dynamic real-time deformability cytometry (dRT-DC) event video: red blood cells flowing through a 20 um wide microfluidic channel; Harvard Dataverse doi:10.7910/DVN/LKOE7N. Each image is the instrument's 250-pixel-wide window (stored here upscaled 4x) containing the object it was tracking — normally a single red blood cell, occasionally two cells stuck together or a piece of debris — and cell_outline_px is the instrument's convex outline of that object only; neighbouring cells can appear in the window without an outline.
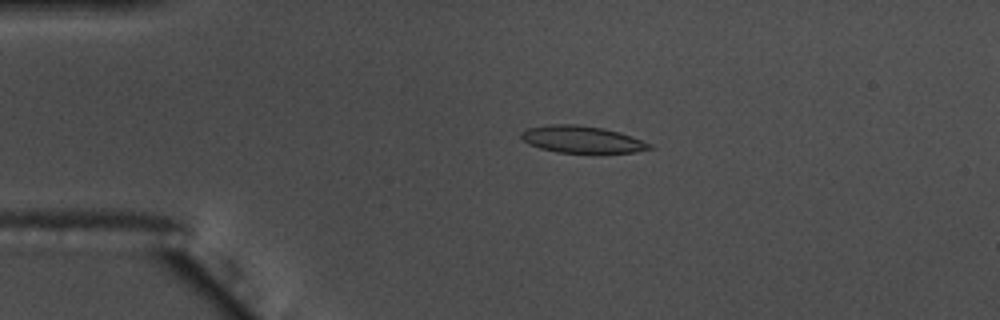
{"species": "common noctule bat (a hibernating species)", "species_latin": "Nyctalus noctula", "temperature_condition": "warm", "stored_images_in_passage": 57, "camera_frame_rate_fps": 3000, "um_per_image_px": 0.085, "animal": {"sex": "male", "body_mass_g": 17.5, "forearm_length_mm": 52.3}, "frame": {"image": 1, "passage_image": 13, "time_ms": 4.0, "image_size_px": [1000, 320], "cell_outline_px": [[652, 148], [636, 152], [556, 152], [540, 148], [528, 144], [520, 140], [520, 132], [528, 128], [548, 124], [576, 124], [604, 128], [652, 144]], "centroid_in_image_um": [49.36, 11.84], "position_along_channel_um": 35.6, "area_um2": 19.94}}
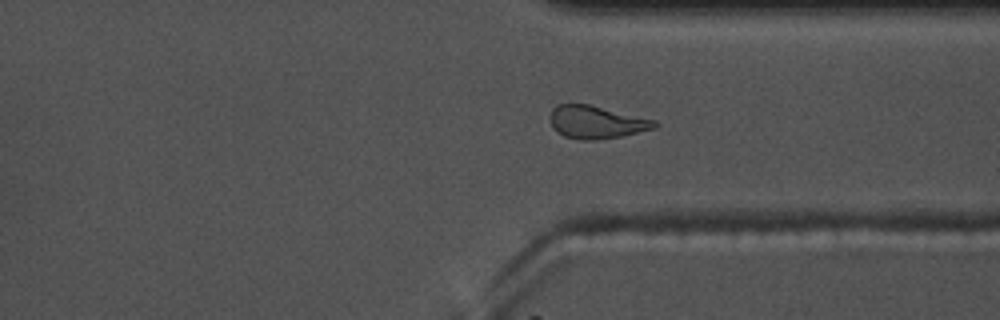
{"frame": {"image": 2, "passage_image": 43, "time_ms": 14.0, "image_size_px": [1000, 320], "cell_outline_px": [[660, 124], [656, 128], [620, 136], [596, 140], [580, 140], [564, 136], [556, 132], [552, 128], [552, 108], [556, 104], [588, 104], [656, 120]], "centroid_in_image_um": [50.71, 10.39], "position_along_channel_um": 360.7, "area_um2": 19.88}}
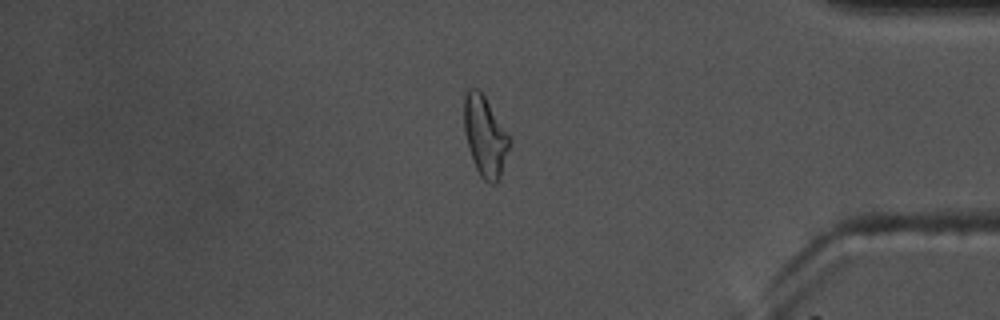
{"frame": {"image": 3, "passage_image": 48, "time_ms": 15.667, "image_size_px": [1000, 320], "cell_outline_px": [[512, 140], [500, 176], [496, 184], [488, 184], [480, 176], [476, 168], [468, 144], [464, 128], [464, 96], [468, 88], [476, 88], [484, 96], [508, 132]], "centroid_in_image_um": [41.25, 11.59], "position_along_channel_um": 394.0, "area_um2": 21.1}, "authors_computed_cell_mechanics": {"area_um2": 20.1722, "velocity_mm_per_s": 3.6475, "shape_relaxation_time_tau1_ms": null, "shape_relaxation_time_tau2_ms": 3.6268, "deformation_change_tau1": null, "deformation_change_tau2": 0.1178}}